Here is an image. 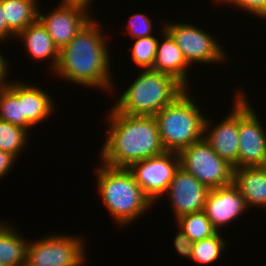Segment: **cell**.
<instances>
[{"label":"cell","mask_w":266,"mask_h":266,"mask_svg":"<svg viewBox=\"0 0 266 266\" xmlns=\"http://www.w3.org/2000/svg\"><path fill=\"white\" fill-rule=\"evenodd\" d=\"M127 31L132 39L152 36V21L146 14L136 13L129 18Z\"/></svg>","instance_id":"484cf974"},{"label":"cell","mask_w":266,"mask_h":266,"mask_svg":"<svg viewBox=\"0 0 266 266\" xmlns=\"http://www.w3.org/2000/svg\"><path fill=\"white\" fill-rule=\"evenodd\" d=\"M93 0H62L61 5H77L90 10L89 5ZM89 8V9H88Z\"/></svg>","instance_id":"1f68e13d"},{"label":"cell","mask_w":266,"mask_h":266,"mask_svg":"<svg viewBox=\"0 0 266 266\" xmlns=\"http://www.w3.org/2000/svg\"><path fill=\"white\" fill-rule=\"evenodd\" d=\"M82 237L51 234L28 244L25 266H81L86 259Z\"/></svg>","instance_id":"52a82bcc"},{"label":"cell","mask_w":266,"mask_h":266,"mask_svg":"<svg viewBox=\"0 0 266 266\" xmlns=\"http://www.w3.org/2000/svg\"><path fill=\"white\" fill-rule=\"evenodd\" d=\"M231 3L236 8L239 7L244 11L266 19V0H222L220 4Z\"/></svg>","instance_id":"4316f807"},{"label":"cell","mask_w":266,"mask_h":266,"mask_svg":"<svg viewBox=\"0 0 266 266\" xmlns=\"http://www.w3.org/2000/svg\"><path fill=\"white\" fill-rule=\"evenodd\" d=\"M13 36L16 38V35L7 27L0 0V42H4V40L6 41L7 38L9 39V37L12 38Z\"/></svg>","instance_id":"f546056e"},{"label":"cell","mask_w":266,"mask_h":266,"mask_svg":"<svg viewBox=\"0 0 266 266\" xmlns=\"http://www.w3.org/2000/svg\"><path fill=\"white\" fill-rule=\"evenodd\" d=\"M50 94L33 84L22 82V116L34 127L54 112Z\"/></svg>","instance_id":"ac0fdd59"},{"label":"cell","mask_w":266,"mask_h":266,"mask_svg":"<svg viewBox=\"0 0 266 266\" xmlns=\"http://www.w3.org/2000/svg\"><path fill=\"white\" fill-rule=\"evenodd\" d=\"M165 30L172 36L181 50L188 65L193 63H213L228 60V55L223 51L220 43L209 32L197 26L183 22H167Z\"/></svg>","instance_id":"ba28073f"},{"label":"cell","mask_w":266,"mask_h":266,"mask_svg":"<svg viewBox=\"0 0 266 266\" xmlns=\"http://www.w3.org/2000/svg\"><path fill=\"white\" fill-rule=\"evenodd\" d=\"M131 55L133 62L141 69H152L154 66L159 39L155 36L134 39Z\"/></svg>","instance_id":"d4e9b609"},{"label":"cell","mask_w":266,"mask_h":266,"mask_svg":"<svg viewBox=\"0 0 266 266\" xmlns=\"http://www.w3.org/2000/svg\"><path fill=\"white\" fill-rule=\"evenodd\" d=\"M215 2H217V3H220L222 0H214Z\"/></svg>","instance_id":"836d02e7"},{"label":"cell","mask_w":266,"mask_h":266,"mask_svg":"<svg viewBox=\"0 0 266 266\" xmlns=\"http://www.w3.org/2000/svg\"><path fill=\"white\" fill-rule=\"evenodd\" d=\"M209 190L194 175L179 167L165 192L170 199L169 205L172 206L175 220L203 211Z\"/></svg>","instance_id":"7c38bea8"},{"label":"cell","mask_w":266,"mask_h":266,"mask_svg":"<svg viewBox=\"0 0 266 266\" xmlns=\"http://www.w3.org/2000/svg\"><path fill=\"white\" fill-rule=\"evenodd\" d=\"M95 169L98 192L115 224L130 225L154 205L128 168L110 167L102 163Z\"/></svg>","instance_id":"3957f363"},{"label":"cell","mask_w":266,"mask_h":266,"mask_svg":"<svg viewBox=\"0 0 266 266\" xmlns=\"http://www.w3.org/2000/svg\"><path fill=\"white\" fill-rule=\"evenodd\" d=\"M233 183L238 187L248 208H266V173L262 167L234 169Z\"/></svg>","instance_id":"e0dca14e"},{"label":"cell","mask_w":266,"mask_h":266,"mask_svg":"<svg viewBox=\"0 0 266 266\" xmlns=\"http://www.w3.org/2000/svg\"><path fill=\"white\" fill-rule=\"evenodd\" d=\"M177 226L193 241H199L217 233L204 211L190 213L176 220Z\"/></svg>","instance_id":"7402d4cb"},{"label":"cell","mask_w":266,"mask_h":266,"mask_svg":"<svg viewBox=\"0 0 266 266\" xmlns=\"http://www.w3.org/2000/svg\"><path fill=\"white\" fill-rule=\"evenodd\" d=\"M179 167L178 153L165 151L131 164L128 170L145 195L155 204L167 191Z\"/></svg>","instance_id":"30bf717a"},{"label":"cell","mask_w":266,"mask_h":266,"mask_svg":"<svg viewBox=\"0 0 266 266\" xmlns=\"http://www.w3.org/2000/svg\"><path fill=\"white\" fill-rule=\"evenodd\" d=\"M233 102L232 112L219 124L216 123V126H212V121L208 118L205 119L203 137L221 158L237 169L239 156L238 91Z\"/></svg>","instance_id":"4fadbf2b"},{"label":"cell","mask_w":266,"mask_h":266,"mask_svg":"<svg viewBox=\"0 0 266 266\" xmlns=\"http://www.w3.org/2000/svg\"><path fill=\"white\" fill-rule=\"evenodd\" d=\"M247 209L250 208L247 207L238 187L232 182L223 187L210 189L203 211L219 232L220 227L230 224Z\"/></svg>","instance_id":"5bb4252c"},{"label":"cell","mask_w":266,"mask_h":266,"mask_svg":"<svg viewBox=\"0 0 266 266\" xmlns=\"http://www.w3.org/2000/svg\"><path fill=\"white\" fill-rule=\"evenodd\" d=\"M36 0H1L7 27L17 35L38 19L40 6Z\"/></svg>","instance_id":"ffe728a7"},{"label":"cell","mask_w":266,"mask_h":266,"mask_svg":"<svg viewBox=\"0 0 266 266\" xmlns=\"http://www.w3.org/2000/svg\"><path fill=\"white\" fill-rule=\"evenodd\" d=\"M107 116L109 130L100 153L103 164L128 168L165 152L154 116H132L114 108Z\"/></svg>","instance_id":"7a4b0ae2"},{"label":"cell","mask_w":266,"mask_h":266,"mask_svg":"<svg viewBox=\"0 0 266 266\" xmlns=\"http://www.w3.org/2000/svg\"><path fill=\"white\" fill-rule=\"evenodd\" d=\"M16 160L10 153L0 150V179L9 173Z\"/></svg>","instance_id":"f1b7e54d"},{"label":"cell","mask_w":266,"mask_h":266,"mask_svg":"<svg viewBox=\"0 0 266 266\" xmlns=\"http://www.w3.org/2000/svg\"><path fill=\"white\" fill-rule=\"evenodd\" d=\"M132 82L113 105L132 116H154L186 90L173 76L152 69H142Z\"/></svg>","instance_id":"277c9868"},{"label":"cell","mask_w":266,"mask_h":266,"mask_svg":"<svg viewBox=\"0 0 266 266\" xmlns=\"http://www.w3.org/2000/svg\"><path fill=\"white\" fill-rule=\"evenodd\" d=\"M180 167L194 175L209 189L233 182L234 167L221 158L204 139L192 143L178 152Z\"/></svg>","instance_id":"8992f818"},{"label":"cell","mask_w":266,"mask_h":266,"mask_svg":"<svg viewBox=\"0 0 266 266\" xmlns=\"http://www.w3.org/2000/svg\"><path fill=\"white\" fill-rule=\"evenodd\" d=\"M8 71H10L8 67V62L0 52V88L8 86L10 83L9 80L8 82L6 80L8 79Z\"/></svg>","instance_id":"4dcf8cb0"},{"label":"cell","mask_w":266,"mask_h":266,"mask_svg":"<svg viewBox=\"0 0 266 266\" xmlns=\"http://www.w3.org/2000/svg\"><path fill=\"white\" fill-rule=\"evenodd\" d=\"M29 131L0 119V150L13 155L16 159L29 140Z\"/></svg>","instance_id":"603a6c76"},{"label":"cell","mask_w":266,"mask_h":266,"mask_svg":"<svg viewBox=\"0 0 266 266\" xmlns=\"http://www.w3.org/2000/svg\"><path fill=\"white\" fill-rule=\"evenodd\" d=\"M226 242L219 232L211 237L193 243L191 260L198 264L207 265L220 259L225 250Z\"/></svg>","instance_id":"cb8c5ba5"},{"label":"cell","mask_w":266,"mask_h":266,"mask_svg":"<svg viewBox=\"0 0 266 266\" xmlns=\"http://www.w3.org/2000/svg\"><path fill=\"white\" fill-rule=\"evenodd\" d=\"M16 37L24 42L27 53L30 58L38 60L52 59L50 62V72H54L59 62V48L54 44L53 39L47 30L37 19L34 23L28 25L20 31ZM52 64V65H51Z\"/></svg>","instance_id":"2e32d148"},{"label":"cell","mask_w":266,"mask_h":266,"mask_svg":"<svg viewBox=\"0 0 266 266\" xmlns=\"http://www.w3.org/2000/svg\"><path fill=\"white\" fill-rule=\"evenodd\" d=\"M42 14L38 9V20L47 30L59 50L67 45L92 18L86 8L77 5H61Z\"/></svg>","instance_id":"8fae6325"},{"label":"cell","mask_w":266,"mask_h":266,"mask_svg":"<svg viewBox=\"0 0 266 266\" xmlns=\"http://www.w3.org/2000/svg\"><path fill=\"white\" fill-rule=\"evenodd\" d=\"M164 23L161 26V35L164 40L158 41L152 70L173 76L186 89H189L187 81H189L188 73L190 71L188 70L190 66L172 36L165 30Z\"/></svg>","instance_id":"9a60e30c"},{"label":"cell","mask_w":266,"mask_h":266,"mask_svg":"<svg viewBox=\"0 0 266 266\" xmlns=\"http://www.w3.org/2000/svg\"><path fill=\"white\" fill-rule=\"evenodd\" d=\"M250 105L244 92H238V168L262 167L266 163V132Z\"/></svg>","instance_id":"9c48e42d"},{"label":"cell","mask_w":266,"mask_h":266,"mask_svg":"<svg viewBox=\"0 0 266 266\" xmlns=\"http://www.w3.org/2000/svg\"><path fill=\"white\" fill-rule=\"evenodd\" d=\"M105 32L91 18L76 36L59 51V62L53 74L65 81L89 88L115 90L110 69V54Z\"/></svg>","instance_id":"6da1fadb"},{"label":"cell","mask_w":266,"mask_h":266,"mask_svg":"<svg viewBox=\"0 0 266 266\" xmlns=\"http://www.w3.org/2000/svg\"><path fill=\"white\" fill-rule=\"evenodd\" d=\"M262 168L265 170L266 173V163L262 166Z\"/></svg>","instance_id":"d6a6232c"},{"label":"cell","mask_w":266,"mask_h":266,"mask_svg":"<svg viewBox=\"0 0 266 266\" xmlns=\"http://www.w3.org/2000/svg\"><path fill=\"white\" fill-rule=\"evenodd\" d=\"M0 119L18 125L25 130L32 125L22 116V82L12 81L8 86L0 88Z\"/></svg>","instance_id":"44dd1931"},{"label":"cell","mask_w":266,"mask_h":266,"mask_svg":"<svg viewBox=\"0 0 266 266\" xmlns=\"http://www.w3.org/2000/svg\"><path fill=\"white\" fill-rule=\"evenodd\" d=\"M19 234L13 225L0 221V265H26L29 240Z\"/></svg>","instance_id":"d6986e66"},{"label":"cell","mask_w":266,"mask_h":266,"mask_svg":"<svg viewBox=\"0 0 266 266\" xmlns=\"http://www.w3.org/2000/svg\"><path fill=\"white\" fill-rule=\"evenodd\" d=\"M178 233L174 237V248L180 256L186 257L191 260L193 241L177 227Z\"/></svg>","instance_id":"83f0119b"},{"label":"cell","mask_w":266,"mask_h":266,"mask_svg":"<svg viewBox=\"0 0 266 266\" xmlns=\"http://www.w3.org/2000/svg\"><path fill=\"white\" fill-rule=\"evenodd\" d=\"M188 89L154 115L165 151L179 152L203 138L206 115Z\"/></svg>","instance_id":"5b68a950"}]
</instances>
